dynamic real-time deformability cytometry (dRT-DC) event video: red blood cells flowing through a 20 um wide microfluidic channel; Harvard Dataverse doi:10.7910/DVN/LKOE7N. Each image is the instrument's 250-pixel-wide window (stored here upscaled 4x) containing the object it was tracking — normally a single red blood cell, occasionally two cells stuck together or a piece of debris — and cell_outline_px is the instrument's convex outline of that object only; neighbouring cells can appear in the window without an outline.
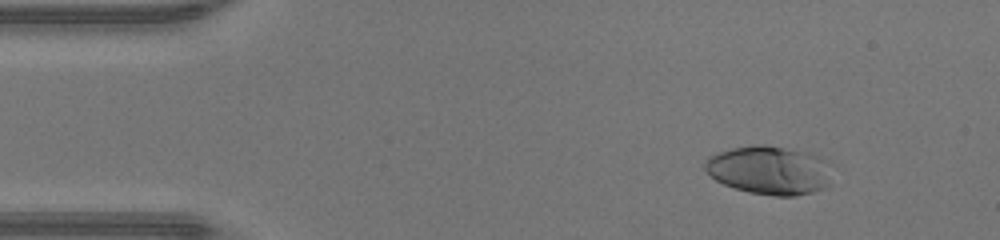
{"species": "human", "species_latin": "Homo sapiens", "temperature_condition": "warm", "stored_images_in_passage": 48, "camera_frame_rate_fps": 3000, "um_per_image_px": 0.085, "donor": {"sex": "male"}, "frame": {"image": 1, "passage_image": 6, "time_ms": 1.667, "image_size_px": [1000, 240], "cell_outline_px": [[832, 164], [828, 188], [796, 196], [772, 196], [748, 192], [724, 184], [716, 180], [704, 168], [704, 164], [708, 156], [732, 148], [752, 144], [764, 144], [812, 152], [832, 160]], "centroid_in_image_um": [65.49, 14.45], "position_along_channel_um": 19.5, "area_um2": 36.88}}
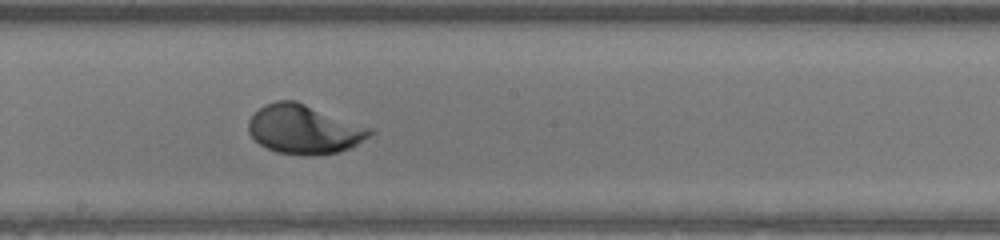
{"frame": {"image": 2, "passage_image": 26, "time_ms": 8.333, "image_size_px": [1000, 240], "cell_outline_px": [[372, 132], [368, 136], [356, 144], [340, 152], [308, 156], [276, 152], [260, 144], [248, 132], [248, 120], [264, 104], [276, 100], [296, 100], [368, 128]], "centroid_in_image_um": [25.77, 10.99], "position_along_channel_um": 222.4, "area_um2": 34.1}}
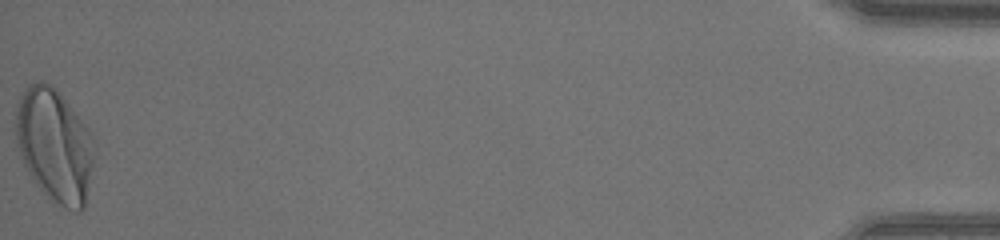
{"frame": {"image": 3, "passage_image": 48, "time_ms": 15.667, "image_size_px": [1000, 240], "cell_outline_px": [[96, 148], [84, 208], [80, 212], [76, 212], [52, 200], [40, 188], [24, 164], [20, 152], [16, 136], [16, 112], [20, 96], [32, 84], [40, 80], [44, 80], [56, 88], [88, 128], [96, 144]], "centroid_in_image_um": [4.68, 12.33], "position_along_channel_um": 430.5, "area_um2": 51.27}}